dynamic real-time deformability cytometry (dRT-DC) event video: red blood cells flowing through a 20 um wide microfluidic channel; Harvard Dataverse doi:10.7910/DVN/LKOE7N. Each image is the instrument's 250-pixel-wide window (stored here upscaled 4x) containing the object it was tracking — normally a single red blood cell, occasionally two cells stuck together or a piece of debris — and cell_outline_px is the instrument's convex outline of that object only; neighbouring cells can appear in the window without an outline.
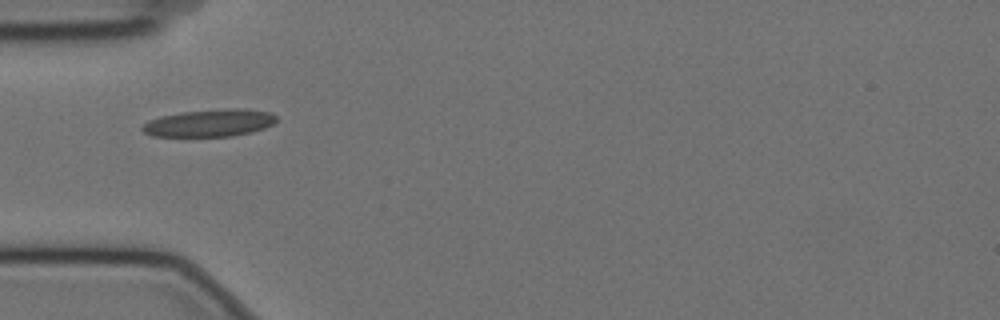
{"species": "Egyptian fruit bat (a non-hibernating species)", "species_latin": "Rousettus aegyptiacus", "temperature_condition": "cold", "stored_images_in_passage": 29, "camera_frame_rate_fps": 3000, "um_per_image_px": 0.085, "animal": {"sex": "female"}, "frame": {"image": 1, "passage_image": 1, "time_ms": 0.0, "image_size_px": [1000, 320], "cell_outline_px": [[276, 120], [272, 124], [264, 128], [252, 132], [232, 136], [152, 136], [144, 132], [140, 128], [148, 120], [160, 116], [180, 112], [224, 108], [244, 108], [268, 112], [276, 116]], "centroid_in_image_um": [17.79, 10.44], "position_along_channel_um": 67.2, "area_um2": 21.44}}
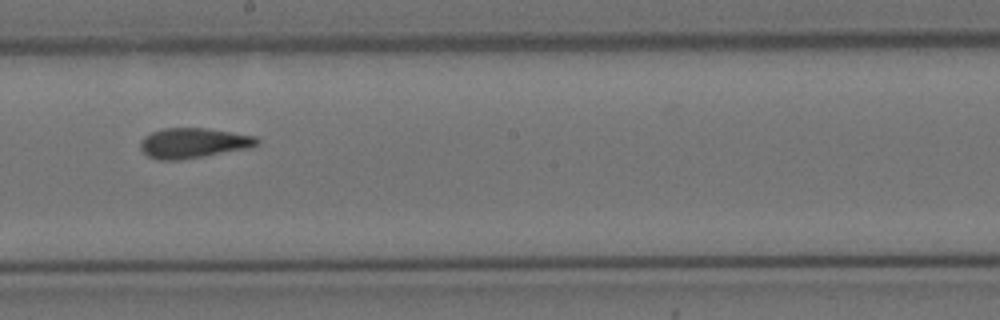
{"frame": {"image": 2, "passage_image": 15, "time_ms": 4.667, "image_size_px": [1000, 320], "cell_outline_px": [[260, 140], [252, 148], [180, 160], [156, 160], [148, 156], [140, 148], [140, 140], [144, 136], [152, 132], [164, 128], [204, 128], [256, 136]], "centroid_in_image_um": [16.42, 12.16], "position_along_channel_um": 231.8, "area_um2": 20.52}}
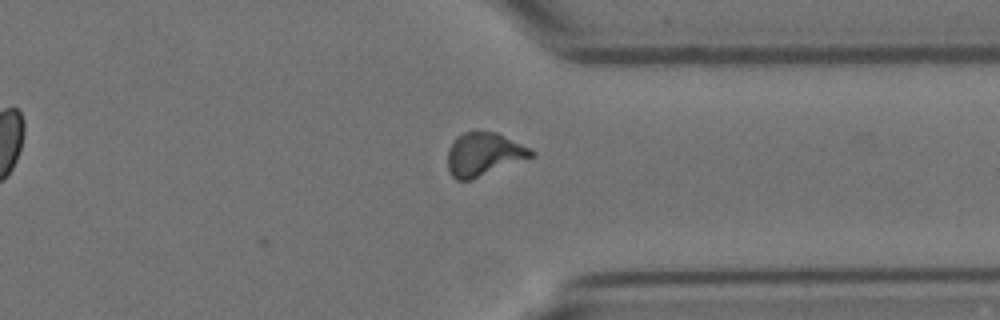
{"frame": {"image": 3, "passage_image": 27, "time_ms": 8.667, "image_size_px": [1000, 320], "cell_outline_px": [[536, 156], [472, 180], [456, 180], [448, 172], [448, 148], [456, 136], [464, 132], [496, 132], [532, 148], [536, 152]], "centroid_in_image_um": [41.15, 13.13], "position_along_channel_um": 370.2, "area_um2": 21.44}, "authors_computed_cell_mechanics": {"area_um2": 20.4034, "velocity_mm_per_s": 3.5176, "shape_relaxation_time_tau1_ms": null, "shape_relaxation_time_tau2_ms": 1.6354, "deformation_change_tau1": null, "deformation_change_tau2": 0.0759}}